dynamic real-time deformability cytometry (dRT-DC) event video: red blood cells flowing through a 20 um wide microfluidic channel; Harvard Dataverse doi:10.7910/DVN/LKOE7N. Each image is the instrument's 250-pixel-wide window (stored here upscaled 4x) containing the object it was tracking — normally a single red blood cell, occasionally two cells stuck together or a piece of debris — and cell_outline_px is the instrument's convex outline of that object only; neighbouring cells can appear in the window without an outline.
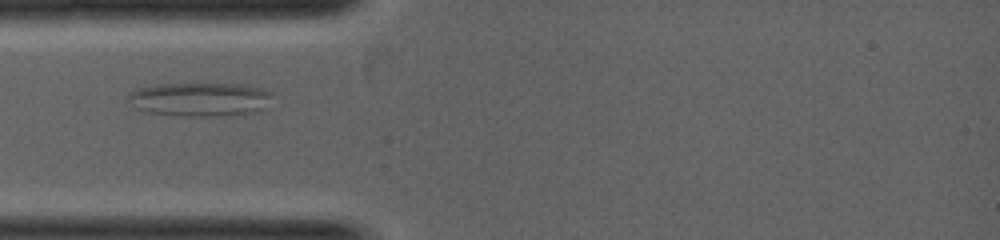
{"species": "common noctule bat (a hibernating species)", "species_latin": "Nyctalus noctula", "temperature_condition": "warm", "stored_images_in_passage": 3, "camera_frame_rate_fps": 5000, "um_per_image_px": 0.085, "animal": {"sex": "female", "body_mass_g": 19.0, "forearm_length_mm": 53.3}, "frame": {"image": 1, "passage_image": 1, "time_ms": 0.0, "image_size_px": [1000, 240], "cell_outline_px": [[272, 92], [268, 108], [260, 112], [236, 116], [180, 116], [148, 112], [136, 108], [124, 100], [128, 92], [136, 88], [156, 84], [240, 84], [260, 88]], "centroid_in_image_um": [16.99, 8.46], "position_along_channel_um": 68.0, "area_um2": 29.25}}
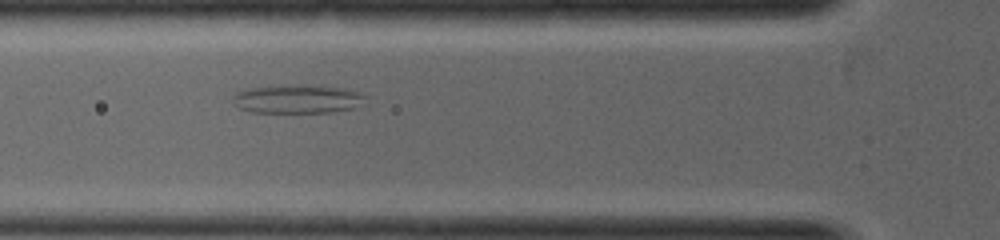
{"frame": {"image": 2, "passage_image": 2, "time_ms": 0.4, "image_size_px": [1000, 240], "cell_outline_px": [[364, 96], [352, 108], [332, 112], [252, 112], [240, 108], [232, 100], [232, 96], [236, 92], [252, 88], [340, 88], [356, 92]], "centroid_in_image_um": [25.17, 8.48], "position_along_channel_um": 100.6, "area_um2": 20.11}}